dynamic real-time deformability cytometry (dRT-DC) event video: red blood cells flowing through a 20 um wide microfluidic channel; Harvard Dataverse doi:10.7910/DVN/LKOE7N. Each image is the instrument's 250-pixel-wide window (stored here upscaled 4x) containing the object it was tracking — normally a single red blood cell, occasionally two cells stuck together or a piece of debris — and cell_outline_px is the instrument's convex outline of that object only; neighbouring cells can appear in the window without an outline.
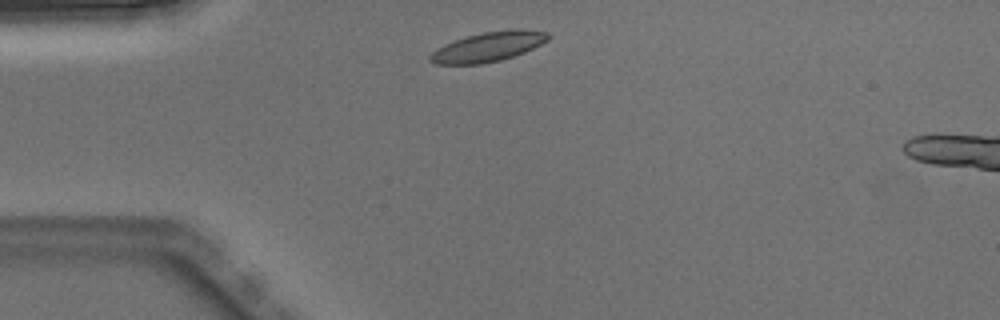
{"species": "Egyptian fruit bat (a non-hibernating species)", "species_latin": "Rousettus aegyptiacus", "temperature_condition": "warm", "stored_images_in_passage": 2, "camera_frame_rate_fps": 3000, "um_per_image_px": 0.085, "animal": {"sex": "male"}, "frame": {"image": 1, "passage_image": 1, "time_ms": 0.0, "image_size_px": [1000, 320], "cell_outline_px": [[552, 36], [548, 40], [524, 52], [500, 60], [480, 64], [436, 64], [428, 60], [428, 56], [436, 48], [444, 44], [468, 36], [484, 32], [548, 32]], "centroid_in_image_um": [41.38, 4.03], "position_along_channel_um": 43.6, "area_um2": 19.36}}